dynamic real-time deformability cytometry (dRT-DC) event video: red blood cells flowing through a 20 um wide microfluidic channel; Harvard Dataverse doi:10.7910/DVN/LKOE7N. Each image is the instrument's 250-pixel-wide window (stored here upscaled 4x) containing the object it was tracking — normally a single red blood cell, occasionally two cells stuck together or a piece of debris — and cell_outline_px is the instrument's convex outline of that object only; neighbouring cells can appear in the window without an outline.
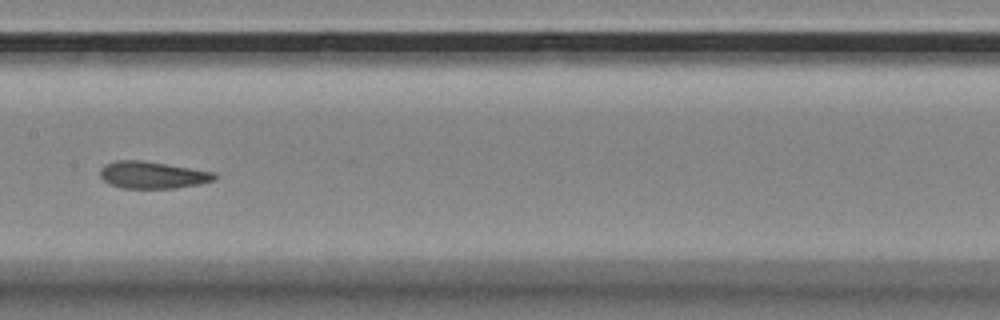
{"species": "Egyptian fruit bat (a non-hibernating species)", "species_latin": "Rousettus aegyptiacus", "temperature_condition": "room temperature", "stored_images_in_passage": 9, "camera_frame_rate_fps": 3000, "um_per_image_px": 0.085, "animal": {"sex": "female"}, "frame": {"image": 1, "passage_image": 9, "time_ms": 2.667, "image_size_px": [1000, 320], "cell_outline_px": [[216, 180], [200, 184], [172, 188], [124, 188], [112, 184], [104, 180], [100, 176], [100, 168], [104, 164], [116, 160], [144, 160], [216, 172]], "centroid_in_image_um": [12.98, 14.86], "position_along_channel_um": 194.4, "area_um2": 18.09}}